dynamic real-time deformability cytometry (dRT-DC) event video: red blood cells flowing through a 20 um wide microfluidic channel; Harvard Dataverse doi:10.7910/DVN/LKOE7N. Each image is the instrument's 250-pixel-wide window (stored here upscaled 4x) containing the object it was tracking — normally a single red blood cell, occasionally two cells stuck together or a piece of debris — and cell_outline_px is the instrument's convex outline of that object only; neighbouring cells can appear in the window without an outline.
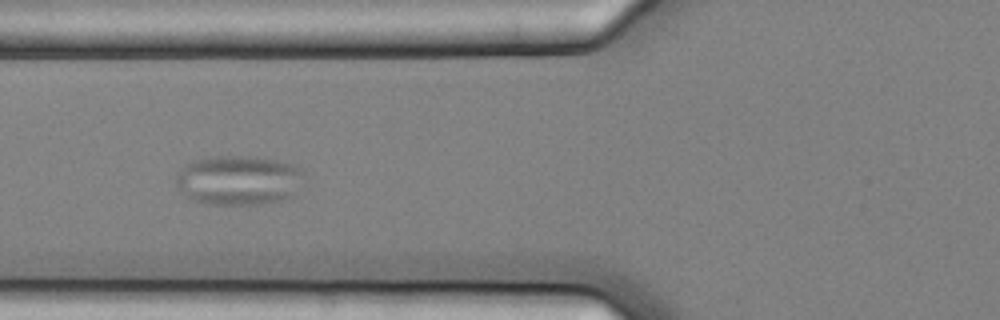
{"species": "common noctule bat (a hibernating species)", "species_latin": "Nyctalus noctula", "temperature_condition": "cold", "stored_images_in_passage": 45, "camera_frame_rate_fps": 3000, "um_per_image_px": 0.085, "animal": {"sex": "female", "body_mass_g": 25.1}, "frame": {"image": 1, "passage_image": 10, "time_ms": 3.0, "image_size_px": [1000, 320], "cell_outline_px": [[304, 168], [292, 196], [280, 200], [264, 204], [204, 204], [188, 196], [176, 184], [176, 172], [188, 164], [196, 160], [216, 156], [256, 156], [276, 160], [292, 164]], "centroid_in_image_um": [20.27, 15.3], "position_along_channel_um": 105.5, "area_um2": 36.53}}
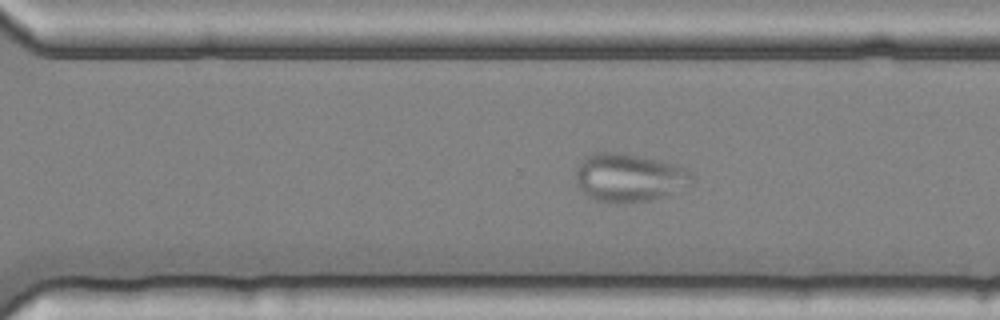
{"frame": {"image": 2, "passage_image": 28, "time_ms": 9.0, "image_size_px": [1000, 320], "cell_outline_px": [[696, 176], [692, 184], [660, 196], [648, 200], [620, 204], [612, 204], [596, 200], [588, 196], [580, 188], [576, 180], [576, 168], [584, 156], [596, 152], [616, 152], [660, 160], [676, 164], [692, 172]], "centroid_in_image_um": [53.46, 15.09], "position_along_channel_um": 317.1, "area_um2": 32.71}}
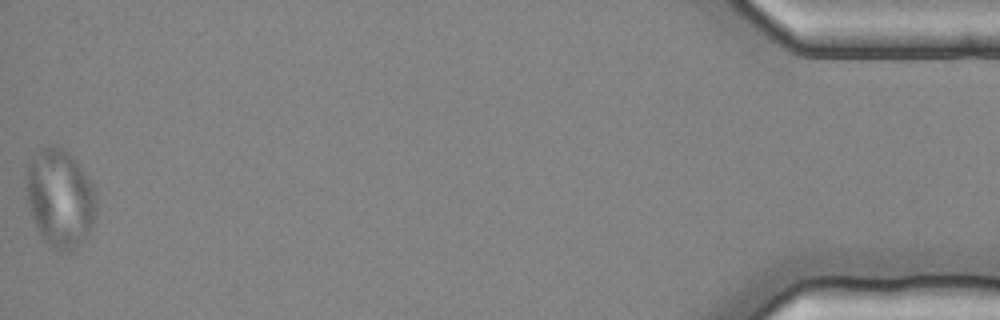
{"frame": {"image": 3, "passage_image": 45, "time_ms": 14.667, "image_size_px": [1000, 320], "cell_outline_px": [[96, 212], [88, 236], [72, 248], [60, 252], [48, 244], [40, 236], [32, 216], [28, 204], [24, 188], [28, 160], [48, 144], [56, 144], [64, 148], [72, 156], [92, 184], [96, 192]], "centroid_in_image_um": [5.07, 16.8], "position_along_channel_um": 430.1, "area_um2": 40.23}}